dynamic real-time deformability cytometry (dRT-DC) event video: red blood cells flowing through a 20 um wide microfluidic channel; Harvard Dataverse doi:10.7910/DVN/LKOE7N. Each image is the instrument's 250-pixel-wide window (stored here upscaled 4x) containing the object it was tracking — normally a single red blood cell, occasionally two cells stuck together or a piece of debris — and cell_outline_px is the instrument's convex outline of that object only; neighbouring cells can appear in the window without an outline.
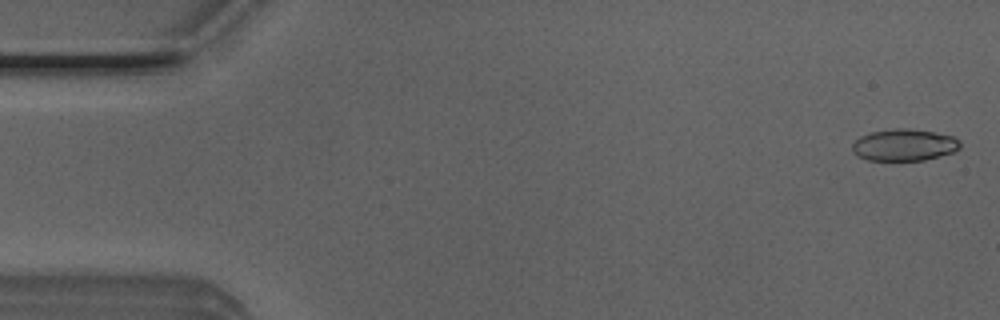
{"species": "Egyptian fruit bat (a non-hibernating species)", "species_latin": "Rousettus aegyptiacus", "temperature_condition": "room temperature", "stored_images_in_passage": 50, "camera_frame_rate_fps": 3000, "um_per_image_px": 0.085, "animal": {"sex": "male"}, "frame": {"image": 1, "passage_image": 1, "time_ms": 0.0, "image_size_px": [1000, 320], "cell_outline_px": [[960, 148], [952, 152], [924, 160], [868, 160], [856, 156], [852, 152], [852, 144], [860, 136], [868, 132], [892, 128], [912, 128], [952, 136], [960, 144]], "centroid_in_image_um": [76.78, 12.31], "position_along_channel_um": 8.2, "area_um2": 20.0}}
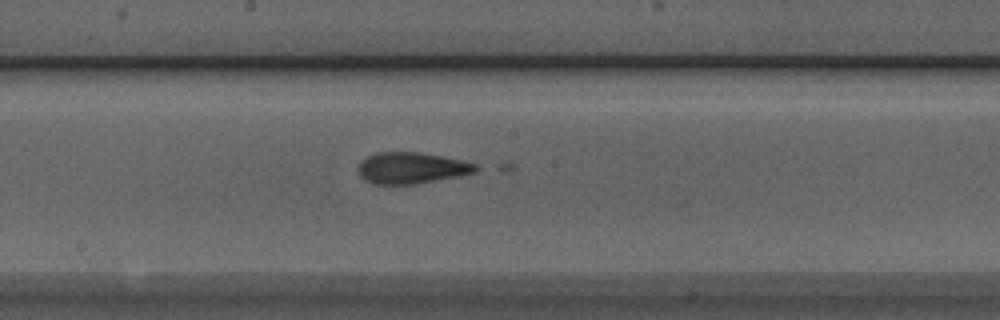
{"frame": {"image": 2, "passage_image": 26, "time_ms": 8.333, "image_size_px": [1000, 320], "cell_outline_px": [[484, 168], [476, 172], [460, 176], [416, 184], [376, 184], [364, 180], [360, 176], [356, 168], [360, 160], [376, 152], [420, 152], [460, 160], [476, 164]], "centroid_in_image_um": [34.98, 14.28], "position_along_channel_um": 213.2, "area_um2": 21.73}}
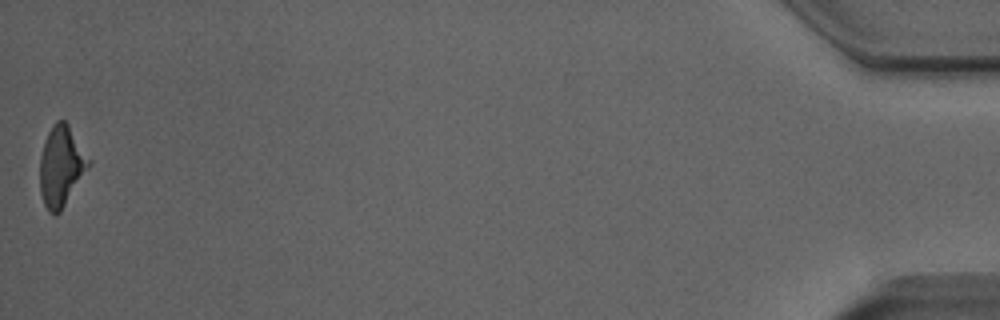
{"frame": {"image": 3, "passage_image": 50, "time_ms": 16.333, "image_size_px": [1000, 320], "cell_outline_px": [[92, 164], [60, 212], [56, 216], [48, 212], [44, 204], [40, 192], [40, 156], [48, 132], [52, 124], [56, 120], [64, 120], [68, 124], [92, 160]], "centroid_in_image_um": [5.22, 14.13], "position_along_channel_um": 430.0, "area_um2": 23.12}}